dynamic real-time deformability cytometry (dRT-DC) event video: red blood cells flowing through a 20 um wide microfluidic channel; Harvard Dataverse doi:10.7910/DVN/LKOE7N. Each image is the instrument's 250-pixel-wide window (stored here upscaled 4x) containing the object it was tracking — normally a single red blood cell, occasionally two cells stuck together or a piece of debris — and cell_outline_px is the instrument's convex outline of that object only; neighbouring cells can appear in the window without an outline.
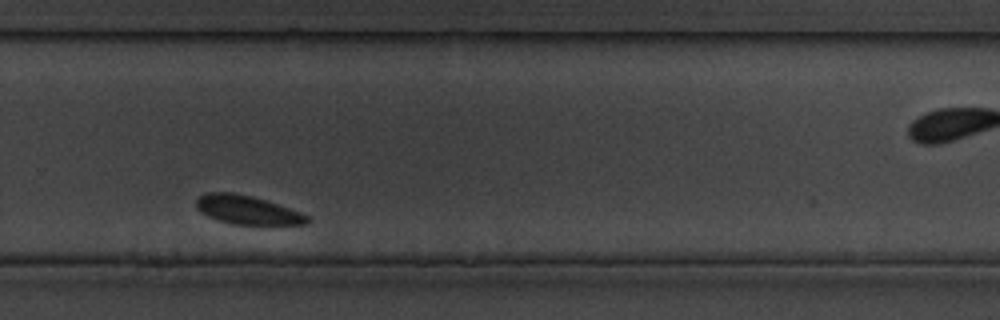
{"species": "common noctule bat (a hibernating species)", "species_latin": "Nyctalus noctula", "temperature_condition": "cold", "stored_images_in_passage": 25, "camera_frame_rate_fps": 3000, "um_per_image_px": 0.085, "animal": {"sex": "male", "body_mass_g": 19.5, "forearm_length_mm": 54.6}, "frame": {"image": 1, "passage_image": 18, "time_ms": 19.667, "image_size_px": [1000, 320], "cell_outline_px": [[308, 224], [272, 228], [268, 228], [232, 224], [216, 220], [200, 212], [196, 208], [196, 200], [200, 196], [208, 192], [232, 192], [252, 196], [300, 212], [308, 216]], "centroid_in_image_um": [21.07, 17.92], "position_along_channel_um": 308.7, "area_um2": 19.48}}